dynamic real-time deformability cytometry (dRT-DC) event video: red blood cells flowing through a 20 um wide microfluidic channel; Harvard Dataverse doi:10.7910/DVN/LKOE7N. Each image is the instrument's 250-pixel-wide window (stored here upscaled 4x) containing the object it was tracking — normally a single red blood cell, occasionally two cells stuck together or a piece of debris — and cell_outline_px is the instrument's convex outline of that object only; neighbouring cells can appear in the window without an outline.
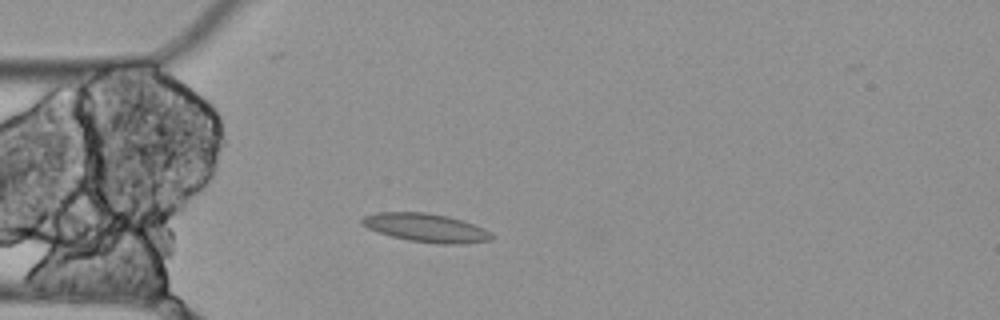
{"species": "Egyptian fruit bat (a non-hibernating species)", "species_latin": "Rousettus aegyptiacus", "temperature_condition": "cold", "stored_images_in_passage": 3, "camera_frame_rate_fps": 3000, "um_per_image_px": 0.085, "animal": {"sex": "female"}, "frame": {"image": 1, "passage_image": 3, "time_ms": 0.667, "image_size_px": [1000, 320], "cell_outline_px": [[496, 236], [492, 240], [460, 244], [440, 244], [408, 240], [392, 236], [368, 228], [360, 224], [360, 220], [364, 216], [380, 212], [424, 212], [448, 216], [484, 228], [492, 232]], "centroid_in_image_um": [36.24, 19.36], "position_along_channel_um": 48.8, "area_um2": 21.5}}